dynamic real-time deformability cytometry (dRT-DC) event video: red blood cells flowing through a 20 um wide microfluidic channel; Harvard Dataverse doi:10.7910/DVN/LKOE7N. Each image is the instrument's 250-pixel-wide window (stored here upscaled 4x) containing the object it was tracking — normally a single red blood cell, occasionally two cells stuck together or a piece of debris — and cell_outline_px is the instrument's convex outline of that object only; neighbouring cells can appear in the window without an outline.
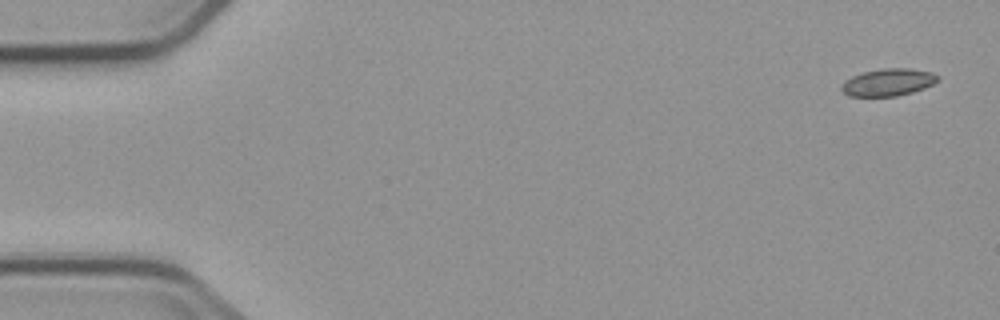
{"species": "common noctule bat (a hibernating species)", "species_latin": "Nyctalus noctula", "temperature_condition": "cold", "stored_images_in_passage": 5, "camera_frame_rate_fps": 3000, "um_per_image_px": 0.085, "animal": {"sex": "male", "body_mass_g": 23.1, "forearm_length_mm": 52.7}, "frame": {"image": 1, "passage_image": 1, "time_ms": 0.0, "image_size_px": [1000, 320], "cell_outline_px": [[940, 80], [924, 88], [912, 92], [896, 96], [848, 96], [840, 88], [840, 84], [844, 80], [852, 76], [864, 72], [884, 68], [908, 68], [932, 72], [940, 76]], "centroid_in_image_um": [75.49, 6.99], "position_along_channel_um": 9.5, "area_um2": 15.37}}
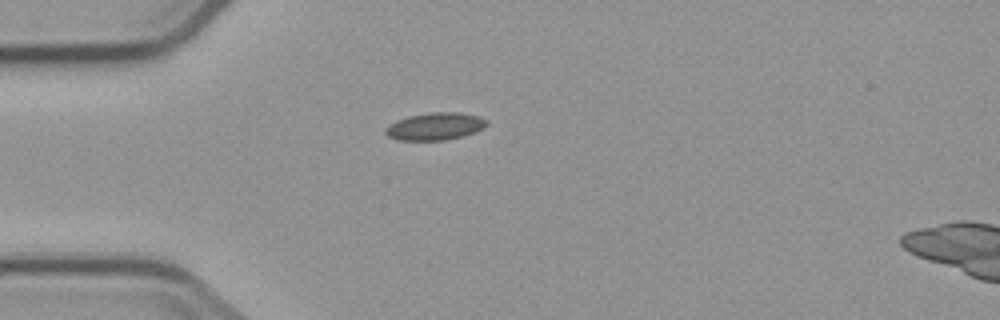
{"frame": {"image": 2, "passage_image": 5, "time_ms": 4.333, "image_size_px": [1000, 320], "cell_outline_px": [[488, 124], [484, 128], [476, 132], [464, 136], [448, 140], [396, 140], [388, 136], [384, 132], [384, 128], [388, 124], [396, 120], [408, 116], [428, 112], [460, 112], [480, 116], [488, 120]], "centroid_in_image_um": [36.99, 10.73], "position_along_channel_um": 48.0, "area_um2": 16.59}}